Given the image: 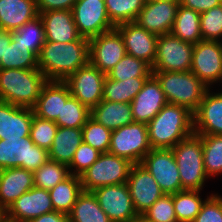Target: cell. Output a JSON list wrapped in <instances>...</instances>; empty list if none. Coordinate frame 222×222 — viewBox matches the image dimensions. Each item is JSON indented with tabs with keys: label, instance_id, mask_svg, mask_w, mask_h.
Returning <instances> with one entry per match:
<instances>
[{
	"label": "cell",
	"instance_id": "obj_1",
	"mask_svg": "<svg viewBox=\"0 0 222 222\" xmlns=\"http://www.w3.org/2000/svg\"><path fill=\"white\" fill-rule=\"evenodd\" d=\"M89 63V39L73 42L46 41L38 55V69L47 80L64 81L69 75Z\"/></svg>",
	"mask_w": 222,
	"mask_h": 222
},
{
	"label": "cell",
	"instance_id": "obj_2",
	"mask_svg": "<svg viewBox=\"0 0 222 222\" xmlns=\"http://www.w3.org/2000/svg\"><path fill=\"white\" fill-rule=\"evenodd\" d=\"M152 149H172L194 134L193 112L181 105L167 103L147 124Z\"/></svg>",
	"mask_w": 222,
	"mask_h": 222
},
{
	"label": "cell",
	"instance_id": "obj_3",
	"mask_svg": "<svg viewBox=\"0 0 222 222\" xmlns=\"http://www.w3.org/2000/svg\"><path fill=\"white\" fill-rule=\"evenodd\" d=\"M47 81L39 69H0V101L33 108Z\"/></svg>",
	"mask_w": 222,
	"mask_h": 222
},
{
	"label": "cell",
	"instance_id": "obj_4",
	"mask_svg": "<svg viewBox=\"0 0 222 222\" xmlns=\"http://www.w3.org/2000/svg\"><path fill=\"white\" fill-rule=\"evenodd\" d=\"M152 75L160 83L167 103L184 106L193 113L209 89L191 71H152Z\"/></svg>",
	"mask_w": 222,
	"mask_h": 222
},
{
	"label": "cell",
	"instance_id": "obj_5",
	"mask_svg": "<svg viewBox=\"0 0 222 222\" xmlns=\"http://www.w3.org/2000/svg\"><path fill=\"white\" fill-rule=\"evenodd\" d=\"M183 190L202 191L208 176L204 170L201 138L193 134L173 148Z\"/></svg>",
	"mask_w": 222,
	"mask_h": 222
},
{
	"label": "cell",
	"instance_id": "obj_6",
	"mask_svg": "<svg viewBox=\"0 0 222 222\" xmlns=\"http://www.w3.org/2000/svg\"><path fill=\"white\" fill-rule=\"evenodd\" d=\"M133 163L110 153H101L98 159L80 176L82 189L93 191L102 186L127 183Z\"/></svg>",
	"mask_w": 222,
	"mask_h": 222
},
{
	"label": "cell",
	"instance_id": "obj_7",
	"mask_svg": "<svg viewBox=\"0 0 222 222\" xmlns=\"http://www.w3.org/2000/svg\"><path fill=\"white\" fill-rule=\"evenodd\" d=\"M48 159V151L35 145L30 136L0 139V170L20 167L34 172Z\"/></svg>",
	"mask_w": 222,
	"mask_h": 222
},
{
	"label": "cell",
	"instance_id": "obj_8",
	"mask_svg": "<svg viewBox=\"0 0 222 222\" xmlns=\"http://www.w3.org/2000/svg\"><path fill=\"white\" fill-rule=\"evenodd\" d=\"M151 149L147 124L133 122L112 131L108 153L138 164Z\"/></svg>",
	"mask_w": 222,
	"mask_h": 222
},
{
	"label": "cell",
	"instance_id": "obj_9",
	"mask_svg": "<svg viewBox=\"0 0 222 222\" xmlns=\"http://www.w3.org/2000/svg\"><path fill=\"white\" fill-rule=\"evenodd\" d=\"M194 44L184 42L171 33L159 35L152 71H190Z\"/></svg>",
	"mask_w": 222,
	"mask_h": 222
},
{
	"label": "cell",
	"instance_id": "obj_10",
	"mask_svg": "<svg viewBox=\"0 0 222 222\" xmlns=\"http://www.w3.org/2000/svg\"><path fill=\"white\" fill-rule=\"evenodd\" d=\"M190 71L210 89L215 83L221 84L222 42L201 40L194 44Z\"/></svg>",
	"mask_w": 222,
	"mask_h": 222
},
{
	"label": "cell",
	"instance_id": "obj_11",
	"mask_svg": "<svg viewBox=\"0 0 222 222\" xmlns=\"http://www.w3.org/2000/svg\"><path fill=\"white\" fill-rule=\"evenodd\" d=\"M106 74L90 62L69 75L64 82L70 94L90 110L103 98V88Z\"/></svg>",
	"mask_w": 222,
	"mask_h": 222
},
{
	"label": "cell",
	"instance_id": "obj_12",
	"mask_svg": "<svg viewBox=\"0 0 222 222\" xmlns=\"http://www.w3.org/2000/svg\"><path fill=\"white\" fill-rule=\"evenodd\" d=\"M140 164L153 176L164 194L183 191L172 149H151Z\"/></svg>",
	"mask_w": 222,
	"mask_h": 222
},
{
	"label": "cell",
	"instance_id": "obj_13",
	"mask_svg": "<svg viewBox=\"0 0 222 222\" xmlns=\"http://www.w3.org/2000/svg\"><path fill=\"white\" fill-rule=\"evenodd\" d=\"M92 192L111 222H134L140 217L134 208L127 183L102 186Z\"/></svg>",
	"mask_w": 222,
	"mask_h": 222
},
{
	"label": "cell",
	"instance_id": "obj_14",
	"mask_svg": "<svg viewBox=\"0 0 222 222\" xmlns=\"http://www.w3.org/2000/svg\"><path fill=\"white\" fill-rule=\"evenodd\" d=\"M72 13L79 34L87 39L116 27L108 17L104 0H77Z\"/></svg>",
	"mask_w": 222,
	"mask_h": 222
},
{
	"label": "cell",
	"instance_id": "obj_15",
	"mask_svg": "<svg viewBox=\"0 0 222 222\" xmlns=\"http://www.w3.org/2000/svg\"><path fill=\"white\" fill-rule=\"evenodd\" d=\"M126 54L124 40L116 28L89 39V62L104 74Z\"/></svg>",
	"mask_w": 222,
	"mask_h": 222
},
{
	"label": "cell",
	"instance_id": "obj_16",
	"mask_svg": "<svg viewBox=\"0 0 222 222\" xmlns=\"http://www.w3.org/2000/svg\"><path fill=\"white\" fill-rule=\"evenodd\" d=\"M53 211L49 190L33 187L23 193L4 212V222H29Z\"/></svg>",
	"mask_w": 222,
	"mask_h": 222
},
{
	"label": "cell",
	"instance_id": "obj_17",
	"mask_svg": "<svg viewBox=\"0 0 222 222\" xmlns=\"http://www.w3.org/2000/svg\"><path fill=\"white\" fill-rule=\"evenodd\" d=\"M127 184L134 208L139 216L164 195L156 180L140 163L133 164Z\"/></svg>",
	"mask_w": 222,
	"mask_h": 222
},
{
	"label": "cell",
	"instance_id": "obj_18",
	"mask_svg": "<svg viewBox=\"0 0 222 222\" xmlns=\"http://www.w3.org/2000/svg\"><path fill=\"white\" fill-rule=\"evenodd\" d=\"M179 2L147 0L134 21L146 31L159 35L171 32Z\"/></svg>",
	"mask_w": 222,
	"mask_h": 222
},
{
	"label": "cell",
	"instance_id": "obj_19",
	"mask_svg": "<svg viewBox=\"0 0 222 222\" xmlns=\"http://www.w3.org/2000/svg\"><path fill=\"white\" fill-rule=\"evenodd\" d=\"M115 28L124 40L126 53L145 61L152 67L156 58L158 36L146 31L135 22L122 23Z\"/></svg>",
	"mask_w": 222,
	"mask_h": 222
},
{
	"label": "cell",
	"instance_id": "obj_20",
	"mask_svg": "<svg viewBox=\"0 0 222 222\" xmlns=\"http://www.w3.org/2000/svg\"><path fill=\"white\" fill-rule=\"evenodd\" d=\"M166 104L160 83L151 75L130 103L134 121L148 124Z\"/></svg>",
	"mask_w": 222,
	"mask_h": 222
},
{
	"label": "cell",
	"instance_id": "obj_21",
	"mask_svg": "<svg viewBox=\"0 0 222 222\" xmlns=\"http://www.w3.org/2000/svg\"><path fill=\"white\" fill-rule=\"evenodd\" d=\"M193 117L194 134L222 135V91L214 93L209 88Z\"/></svg>",
	"mask_w": 222,
	"mask_h": 222
},
{
	"label": "cell",
	"instance_id": "obj_22",
	"mask_svg": "<svg viewBox=\"0 0 222 222\" xmlns=\"http://www.w3.org/2000/svg\"><path fill=\"white\" fill-rule=\"evenodd\" d=\"M33 109L0 101V139L29 137Z\"/></svg>",
	"mask_w": 222,
	"mask_h": 222
},
{
	"label": "cell",
	"instance_id": "obj_23",
	"mask_svg": "<svg viewBox=\"0 0 222 222\" xmlns=\"http://www.w3.org/2000/svg\"><path fill=\"white\" fill-rule=\"evenodd\" d=\"M70 96L69 88L64 81L48 80L32 108L34 115L55 122L58 116H61L62 106Z\"/></svg>",
	"mask_w": 222,
	"mask_h": 222
},
{
	"label": "cell",
	"instance_id": "obj_24",
	"mask_svg": "<svg viewBox=\"0 0 222 222\" xmlns=\"http://www.w3.org/2000/svg\"><path fill=\"white\" fill-rule=\"evenodd\" d=\"M33 187L32 171L20 167L0 170V209L5 212L15 200Z\"/></svg>",
	"mask_w": 222,
	"mask_h": 222
},
{
	"label": "cell",
	"instance_id": "obj_25",
	"mask_svg": "<svg viewBox=\"0 0 222 222\" xmlns=\"http://www.w3.org/2000/svg\"><path fill=\"white\" fill-rule=\"evenodd\" d=\"M45 30L46 41L73 42L80 39L72 10H51L39 13Z\"/></svg>",
	"mask_w": 222,
	"mask_h": 222
},
{
	"label": "cell",
	"instance_id": "obj_26",
	"mask_svg": "<svg viewBox=\"0 0 222 222\" xmlns=\"http://www.w3.org/2000/svg\"><path fill=\"white\" fill-rule=\"evenodd\" d=\"M39 15L36 0H0V29L16 31Z\"/></svg>",
	"mask_w": 222,
	"mask_h": 222
},
{
	"label": "cell",
	"instance_id": "obj_27",
	"mask_svg": "<svg viewBox=\"0 0 222 222\" xmlns=\"http://www.w3.org/2000/svg\"><path fill=\"white\" fill-rule=\"evenodd\" d=\"M91 118L111 131L135 122L130 103L105 100L91 109Z\"/></svg>",
	"mask_w": 222,
	"mask_h": 222
},
{
	"label": "cell",
	"instance_id": "obj_28",
	"mask_svg": "<svg viewBox=\"0 0 222 222\" xmlns=\"http://www.w3.org/2000/svg\"><path fill=\"white\" fill-rule=\"evenodd\" d=\"M82 142V128L58 127L52 147L48 151L49 159L69 166Z\"/></svg>",
	"mask_w": 222,
	"mask_h": 222
},
{
	"label": "cell",
	"instance_id": "obj_29",
	"mask_svg": "<svg viewBox=\"0 0 222 222\" xmlns=\"http://www.w3.org/2000/svg\"><path fill=\"white\" fill-rule=\"evenodd\" d=\"M38 69V57L5 30L4 58L0 60V69Z\"/></svg>",
	"mask_w": 222,
	"mask_h": 222
},
{
	"label": "cell",
	"instance_id": "obj_30",
	"mask_svg": "<svg viewBox=\"0 0 222 222\" xmlns=\"http://www.w3.org/2000/svg\"><path fill=\"white\" fill-rule=\"evenodd\" d=\"M82 191L81 178L70 174L49 190L54 211L69 214Z\"/></svg>",
	"mask_w": 222,
	"mask_h": 222
},
{
	"label": "cell",
	"instance_id": "obj_31",
	"mask_svg": "<svg viewBox=\"0 0 222 222\" xmlns=\"http://www.w3.org/2000/svg\"><path fill=\"white\" fill-rule=\"evenodd\" d=\"M170 33L191 44L203 40L200 28V13L180 5Z\"/></svg>",
	"mask_w": 222,
	"mask_h": 222
},
{
	"label": "cell",
	"instance_id": "obj_32",
	"mask_svg": "<svg viewBox=\"0 0 222 222\" xmlns=\"http://www.w3.org/2000/svg\"><path fill=\"white\" fill-rule=\"evenodd\" d=\"M148 78L135 77L124 81H115L106 75L102 100L131 103Z\"/></svg>",
	"mask_w": 222,
	"mask_h": 222
},
{
	"label": "cell",
	"instance_id": "obj_33",
	"mask_svg": "<svg viewBox=\"0 0 222 222\" xmlns=\"http://www.w3.org/2000/svg\"><path fill=\"white\" fill-rule=\"evenodd\" d=\"M70 222H111L92 191H82L68 214Z\"/></svg>",
	"mask_w": 222,
	"mask_h": 222
},
{
	"label": "cell",
	"instance_id": "obj_34",
	"mask_svg": "<svg viewBox=\"0 0 222 222\" xmlns=\"http://www.w3.org/2000/svg\"><path fill=\"white\" fill-rule=\"evenodd\" d=\"M199 190H183L173 194L174 211L178 222H192L200 212L202 200Z\"/></svg>",
	"mask_w": 222,
	"mask_h": 222
},
{
	"label": "cell",
	"instance_id": "obj_35",
	"mask_svg": "<svg viewBox=\"0 0 222 222\" xmlns=\"http://www.w3.org/2000/svg\"><path fill=\"white\" fill-rule=\"evenodd\" d=\"M12 37L38 57L46 42L44 24L40 15L25 23L18 30L12 31Z\"/></svg>",
	"mask_w": 222,
	"mask_h": 222
},
{
	"label": "cell",
	"instance_id": "obj_36",
	"mask_svg": "<svg viewBox=\"0 0 222 222\" xmlns=\"http://www.w3.org/2000/svg\"><path fill=\"white\" fill-rule=\"evenodd\" d=\"M202 141L204 170L208 178L222 174V135H198Z\"/></svg>",
	"mask_w": 222,
	"mask_h": 222
},
{
	"label": "cell",
	"instance_id": "obj_37",
	"mask_svg": "<svg viewBox=\"0 0 222 222\" xmlns=\"http://www.w3.org/2000/svg\"><path fill=\"white\" fill-rule=\"evenodd\" d=\"M147 0H104L110 21L115 25L134 22Z\"/></svg>",
	"mask_w": 222,
	"mask_h": 222
},
{
	"label": "cell",
	"instance_id": "obj_38",
	"mask_svg": "<svg viewBox=\"0 0 222 222\" xmlns=\"http://www.w3.org/2000/svg\"><path fill=\"white\" fill-rule=\"evenodd\" d=\"M106 75L115 81H124L135 77H150L152 68L145 61L126 54Z\"/></svg>",
	"mask_w": 222,
	"mask_h": 222
},
{
	"label": "cell",
	"instance_id": "obj_39",
	"mask_svg": "<svg viewBox=\"0 0 222 222\" xmlns=\"http://www.w3.org/2000/svg\"><path fill=\"white\" fill-rule=\"evenodd\" d=\"M70 175L68 166L48 159L33 172L34 187L51 190Z\"/></svg>",
	"mask_w": 222,
	"mask_h": 222
},
{
	"label": "cell",
	"instance_id": "obj_40",
	"mask_svg": "<svg viewBox=\"0 0 222 222\" xmlns=\"http://www.w3.org/2000/svg\"><path fill=\"white\" fill-rule=\"evenodd\" d=\"M91 117V110L72 95L62 106L61 116L55 123L58 127L82 128Z\"/></svg>",
	"mask_w": 222,
	"mask_h": 222
},
{
	"label": "cell",
	"instance_id": "obj_41",
	"mask_svg": "<svg viewBox=\"0 0 222 222\" xmlns=\"http://www.w3.org/2000/svg\"><path fill=\"white\" fill-rule=\"evenodd\" d=\"M83 142L97 149L101 153H108L112 131L102 124L89 118L82 127Z\"/></svg>",
	"mask_w": 222,
	"mask_h": 222
},
{
	"label": "cell",
	"instance_id": "obj_42",
	"mask_svg": "<svg viewBox=\"0 0 222 222\" xmlns=\"http://www.w3.org/2000/svg\"><path fill=\"white\" fill-rule=\"evenodd\" d=\"M57 129L58 125L54 121L42 119L33 114L30 138L35 145L49 151Z\"/></svg>",
	"mask_w": 222,
	"mask_h": 222
},
{
	"label": "cell",
	"instance_id": "obj_43",
	"mask_svg": "<svg viewBox=\"0 0 222 222\" xmlns=\"http://www.w3.org/2000/svg\"><path fill=\"white\" fill-rule=\"evenodd\" d=\"M200 28L203 40L222 42V4L200 14Z\"/></svg>",
	"mask_w": 222,
	"mask_h": 222
},
{
	"label": "cell",
	"instance_id": "obj_44",
	"mask_svg": "<svg viewBox=\"0 0 222 222\" xmlns=\"http://www.w3.org/2000/svg\"><path fill=\"white\" fill-rule=\"evenodd\" d=\"M146 222H178L173 204V194H164L140 216Z\"/></svg>",
	"mask_w": 222,
	"mask_h": 222
},
{
	"label": "cell",
	"instance_id": "obj_45",
	"mask_svg": "<svg viewBox=\"0 0 222 222\" xmlns=\"http://www.w3.org/2000/svg\"><path fill=\"white\" fill-rule=\"evenodd\" d=\"M100 154L101 152L97 149L82 142L68 166L69 173L80 177L98 159Z\"/></svg>",
	"mask_w": 222,
	"mask_h": 222
},
{
	"label": "cell",
	"instance_id": "obj_46",
	"mask_svg": "<svg viewBox=\"0 0 222 222\" xmlns=\"http://www.w3.org/2000/svg\"><path fill=\"white\" fill-rule=\"evenodd\" d=\"M192 222H222V196L218 193L207 196Z\"/></svg>",
	"mask_w": 222,
	"mask_h": 222
},
{
	"label": "cell",
	"instance_id": "obj_47",
	"mask_svg": "<svg viewBox=\"0 0 222 222\" xmlns=\"http://www.w3.org/2000/svg\"><path fill=\"white\" fill-rule=\"evenodd\" d=\"M77 0H36L39 13L51 10H72Z\"/></svg>",
	"mask_w": 222,
	"mask_h": 222
},
{
	"label": "cell",
	"instance_id": "obj_48",
	"mask_svg": "<svg viewBox=\"0 0 222 222\" xmlns=\"http://www.w3.org/2000/svg\"><path fill=\"white\" fill-rule=\"evenodd\" d=\"M179 3L183 7L192 9L201 14L222 4V0H180Z\"/></svg>",
	"mask_w": 222,
	"mask_h": 222
},
{
	"label": "cell",
	"instance_id": "obj_49",
	"mask_svg": "<svg viewBox=\"0 0 222 222\" xmlns=\"http://www.w3.org/2000/svg\"><path fill=\"white\" fill-rule=\"evenodd\" d=\"M29 222H70L68 214L53 211L47 214H43L37 218L30 220Z\"/></svg>",
	"mask_w": 222,
	"mask_h": 222
},
{
	"label": "cell",
	"instance_id": "obj_50",
	"mask_svg": "<svg viewBox=\"0 0 222 222\" xmlns=\"http://www.w3.org/2000/svg\"><path fill=\"white\" fill-rule=\"evenodd\" d=\"M5 51V30L0 29V60L4 58Z\"/></svg>",
	"mask_w": 222,
	"mask_h": 222
},
{
	"label": "cell",
	"instance_id": "obj_51",
	"mask_svg": "<svg viewBox=\"0 0 222 222\" xmlns=\"http://www.w3.org/2000/svg\"><path fill=\"white\" fill-rule=\"evenodd\" d=\"M0 222H4V212L0 209Z\"/></svg>",
	"mask_w": 222,
	"mask_h": 222
},
{
	"label": "cell",
	"instance_id": "obj_52",
	"mask_svg": "<svg viewBox=\"0 0 222 222\" xmlns=\"http://www.w3.org/2000/svg\"><path fill=\"white\" fill-rule=\"evenodd\" d=\"M152 1H170V2H179L180 0H152Z\"/></svg>",
	"mask_w": 222,
	"mask_h": 222
},
{
	"label": "cell",
	"instance_id": "obj_53",
	"mask_svg": "<svg viewBox=\"0 0 222 222\" xmlns=\"http://www.w3.org/2000/svg\"><path fill=\"white\" fill-rule=\"evenodd\" d=\"M134 222H146L145 220H143L141 217H139L138 219H136Z\"/></svg>",
	"mask_w": 222,
	"mask_h": 222
}]
</instances>
